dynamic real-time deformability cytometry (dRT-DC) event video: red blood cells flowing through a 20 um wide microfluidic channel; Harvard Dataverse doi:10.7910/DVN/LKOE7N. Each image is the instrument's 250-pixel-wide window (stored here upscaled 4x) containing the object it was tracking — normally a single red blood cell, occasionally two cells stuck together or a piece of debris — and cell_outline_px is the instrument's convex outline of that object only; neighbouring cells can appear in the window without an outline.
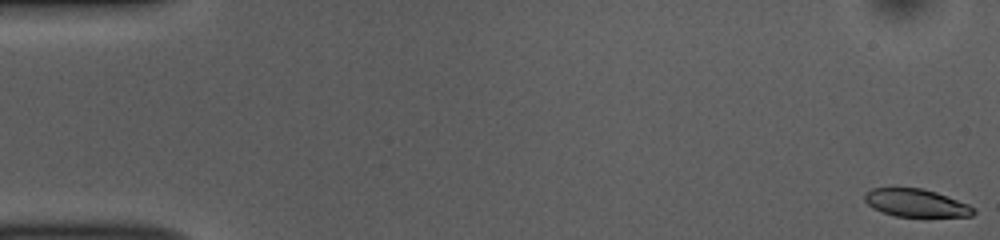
{"species": "common noctule bat (a hibernating species)", "species_latin": "Nyctalus noctula", "temperature_condition": "room temperature", "stored_images_in_passage": 52, "camera_frame_rate_fps": 3000, "um_per_image_px": 0.085, "animal": {"sex": "female", "body_mass_g": 10.0, "forearm_length_mm": 53.1}, "frame": {"image": 1, "passage_image": 1, "time_ms": 0.0, "image_size_px": [1000, 240], "cell_outline_px": [[976, 212], [972, 216], [896, 216], [880, 212], [872, 208], [864, 200], [864, 192], [872, 188], [892, 184], [924, 188], [936, 192], [968, 204]], "centroid_in_image_um": [77.74, 17.18], "position_along_channel_um": 7.3, "area_um2": 18.32}}
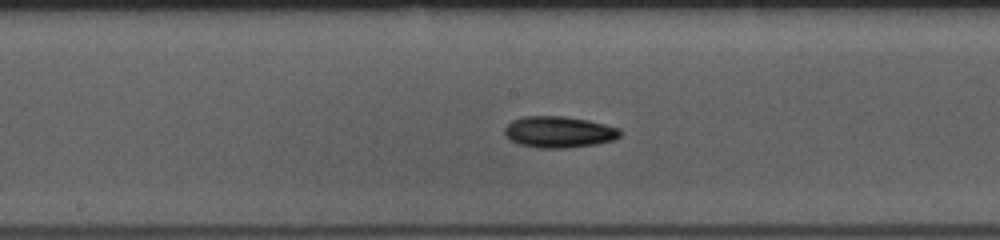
{"frame": {"image": 2, "passage_image": 27, "time_ms": 8.667, "image_size_px": [1000, 240], "cell_outline_px": [[624, 132], [620, 136], [612, 140], [596, 144], [564, 148], [540, 148], [520, 144], [512, 140], [504, 132], [504, 128], [512, 120], [524, 116], [564, 116], [588, 120], [620, 128]], "centroid_in_image_um": [47.54, 11.21], "position_along_channel_um": 200.7, "area_um2": 21.04}}
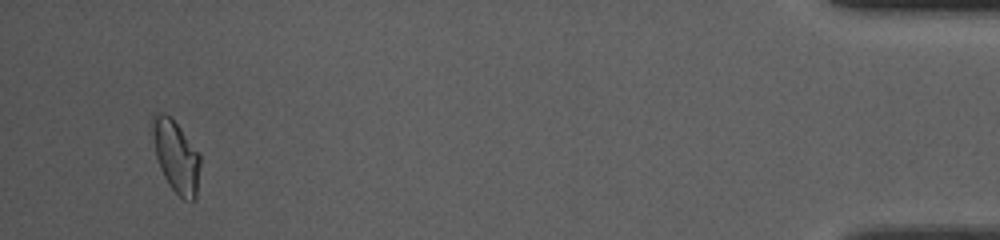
{"frame": {"image": 3, "passage_image": 50, "time_ms": 16.333, "image_size_px": [1000, 240], "cell_outline_px": [[200, 164], [196, 200], [184, 200], [172, 188], [164, 176], [160, 168], [156, 156], [152, 132], [152, 116], [156, 112], [164, 112], [180, 128], [200, 152]], "centroid_in_image_um": [14.98, 13.29], "position_along_channel_um": 420.2, "area_um2": 19.88}, "authors_computed_cell_mechanics": {"area_um2": 19.6809, "velocity_mm_per_s": 3.8501, "shape_relaxation_time_tau1_ms": 4.3501, "shape_relaxation_time_tau2_ms": 10.0525, "deformation_change_tau1": 0.1152, "deformation_change_tau2": 0.156}}